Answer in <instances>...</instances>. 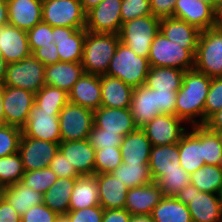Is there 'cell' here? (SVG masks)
I'll return each mask as SVG.
<instances>
[{
	"label": "cell",
	"mask_w": 222,
	"mask_h": 222,
	"mask_svg": "<svg viewBox=\"0 0 222 222\" xmlns=\"http://www.w3.org/2000/svg\"><path fill=\"white\" fill-rule=\"evenodd\" d=\"M42 22L51 27H86V13L80 0H42Z\"/></svg>",
	"instance_id": "8"
},
{
	"label": "cell",
	"mask_w": 222,
	"mask_h": 222,
	"mask_svg": "<svg viewBox=\"0 0 222 222\" xmlns=\"http://www.w3.org/2000/svg\"><path fill=\"white\" fill-rule=\"evenodd\" d=\"M151 142L142 128H136L122 139L120 150L126 164H148Z\"/></svg>",
	"instance_id": "29"
},
{
	"label": "cell",
	"mask_w": 222,
	"mask_h": 222,
	"mask_svg": "<svg viewBox=\"0 0 222 222\" xmlns=\"http://www.w3.org/2000/svg\"><path fill=\"white\" fill-rule=\"evenodd\" d=\"M1 2L8 3L9 0H0Z\"/></svg>",
	"instance_id": "69"
},
{
	"label": "cell",
	"mask_w": 222,
	"mask_h": 222,
	"mask_svg": "<svg viewBox=\"0 0 222 222\" xmlns=\"http://www.w3.org/2000/svg\"><path fill=\"white\" fill-rule=\"evenodd\" d=\"M119 178L128 188H134L151 183L153 180L150 175L148 164H126L122 163L116 170L111 172Z\"/></svg>",
	"instance_id": "38"
},
{
	"label": "cell",
	"mask_w": 222,
	"mask_h": 222,
	"mask_svg": "<svg viewBox=\"0 0 222 222\" xmlns=\"http://www.w3.org/2000/svg\"><path fill=\"white\" fill-rule=\"evenodd\" d=\"M68 102L91 110L101 106L100 76L84 73L68 93Z\"/></svg>",
	"instance_id": "24"
},
{
	"label": "cell",
	"mask_w": 222,
	"mask_h": 222,
	"mask_svg": "<svg viewBox=\"0 0 222 222\" xmlns=\"http://www.w3.org/2000/svg\"><path fill=\"white\" fill-rule=\"evenodd\" d=\"M216 133L219 136V139H220V142H221V145H222V131H217Z\"/></svg>",
	"instance_id": "67"
},
{
	"label": "cell",
	"mask_w": 222,
	"mask_h": 222,
	"mask_svg": "<svg viewBox=\"0 0 222 222\" xmlns=\"http://www.w3.org/2000/svg\"><path fill=\"white\" fill-rule=\"evenodd\" d=\"M99 205L103 209H124L128 187L112 173L96 175Z\"/></svg>",
	"instance_id": "25"
},
{
	"label": "cell",
	"mask_w": 222,
	"mask_h": 222,
	"mask_svg": "<svg viewBox=\"0 0 222 222\" xmlns=\"http://www.w3.org/2000/svg\"><path fill=\"white\" fill-rule=\"evenodd\" d=\"M57 179L56 173L48 166L40 170L25 171L20 182L24 186L44 194Z\"/></svg>",
	"instance_id": "42"
},
{
	"label": "cell",
	"mask_w": 222,
	"mask_h": 222,
	"mask_svg": "<svg viewBox=\"0 0 222 222\" xmlns=\"http://www.w3.org/2000/svg\"><path fill=\"white\" fill-rule=\"evenodd\" d=\"M84 73L81 63L57 62L45 67L44 82L45 85L57 87L69 93Z\"/></svg>",
	"instance_id": "27"
},
{
	"label": "cell",
	"mask_w": 222,
	"mask_h": 222,
	"mask_svg": "<svg viewBox=\"0 0 222 222\" xmlns=\"http://www.w3.org/2000/svg\"><path fill=\"white\" fill-rule=\"evenodd\" d=\"M52 35L60 62H82L85 28L52 27Z\"/></svg>",
	"instance_id": "16"
},
{
	"label": "cell",
	"mask_w": 222,
	"mask_h": 222,
	"mask_svg": "<svg viewBox=\"0 0 222 222\" xmlns=\"http://www.w3.org/2000/svg\"><path fill=\"white\" fill-rule=\"evenodd\" d=\"M49 167L54 171L58 178H78L80 175L74 166L67 161V158L58 151L50 162Z\"/></svg>",
	"instance_id": "53"
},
{
	"label": "cell",
	"mask_w": 222,
	"mask_h": 222,
	"mask_svg": "<svg viewBox=\"0 0 222 222\" xmlns=\"http://www.w3.org/2000/svg\"><path fill=\"white\" fill-rule=\"evenodd\" d=\"M202 1L208 5H210L213 9L215 8L216 0H199Z\"/></svg>",
	"instance_id": "66"
},
{
	"label": "cell",
	"mask_w": 222,
	"mask_h": 222,
	"mask_svg": "<svg viewBox=\"0 0 222 222\" xmlns=\"http://www.w3.org/2000/svg\"><path fill=\"white\" fill-rule=\"evenodd\" d=\"M196 48H182L168 40L160 31L155 36L148 55L150 66L194 69Z\"/></svg>",
	"instance_id": "4"
},
{
	"label": "cell",
	"mask_w": 222,
	"mask_h": 222,
	"mask_svg": "<svg viewBox=\"0 0 222 222\" xmlns=\"http://www.w3.org/2000/svg\"><path fill=\"white\" fill-rule=\"evenodd\" d=\"M185 71L179 68L151 66L145 85L150 89L178 91L183 82Z\"/></svg>",
	"instance_id": "35"
},
{
	"label": "cell",
	"mask_w": 222,
	"mask_h": 222,
	"mask_svg": "<svg viewBox=\"0 0 222 222\" xmlns=\"http://www.w3.org/2000/svg\"><path fill=\"white\" fill-rule=\"evenodd\" d=\"M214 18L217 26H222V0H216Z\"/></svg>",
	"instance_id": "59"
},
{
	"label": "cell",
	"mask_w": 222,
	"mask_h": 222,
	"mask_svg": "<svg viewBox=\"0 0 222 222\" xmlns=\"http://www.w3.org/2000/svg\"><path fill=\"white\" fill-rule=\"evenodd\" d=\"M102 0H80L82 8L87 13L92 8L96 7Z\"/></svg>",
	"instance_id": "62"
},
{
	"label": "cell",
	"mask_w": 222,
	"mask_h": 222,
	"mask_svg": "<svg viewBox=\"0 0 222 222\" xmlns=\"http://www.w3.org/2000/svg\"><path fill=\"white\" fill-rule=\"evenodd\" d=\"M210 131H222V108L213 114L204 124Z\"/></svg>",
	"instance_id": "58"
},
{
	"label": "cell",
	"mask_w": 222,
	"mask_h": 222,
	"mask_svg": "<svg viewBox=\"0 0 222 222\" xmlns=\"http://www.w3.org/2000/svg\"><path fill=\"white\" fill-rule=\"evenodd\" d=\"M200 142L203 144V159L206 165H220L222 145L216 132L200 125Z\"/></svg>",
	"instance_id": "41"
},
{
	"label": "cell",
	"mask_w": 222,
	"mask_h": 222,
	"mask_svg": "<svg viewBox=\"0 0 222 222\" xmlns=\"http://www.w3.org/2000/svg\"><path fill=\"white\" fill-rule=\"evenodd\" d=\"M58 214L43 203L34 205L21 216V222H55Z\"/></svg>",
	"instance_id": "50"
},
{
	"label": "cell",
	"mask_w": 222,
	"mask_h": 222,
	"mask_svg": "<svg viewBox=\"0 0 222 222\" xmlns=\"http://www.w3.org/2000/svg\"><path fill=\"white\" fill-rule=\"evenodd\" d=\"M174 197L187 205L193 222H222L219 194L200 192L193 184H188Z\"/></svg>",
	"instance_id": "7"
},
{
	"label": "cell",
	"mask_w": 222,
	"mask_h": 222,
	"mask_svg": "<svg viewBox=\"0 0 222 222\" xmlns=\"http://www.w3.org/2000/svg\"><path fill=\"white\" fill-rule=\"evenodd\" d=\"M161 188L155 181L143 186L129 188L125 209L131 215L151 214L153 208L163 199Z\"/></svg>",
	"instance_id": "22"
},
{
	"label": "cell",
	"mask_w": 222,
	"mask_h": 222,
	"mask_svg": "<svg viewBox=\"0 0 222 222\" xmlns=\"http://www.w3.org/2000/svg\"><path fill=\"white\" fill-rule=\"evenodd\" d=\"M222 108V77L211 79L210 89L204 105V124Z\"/></svg>",
	"instance_id": "47"
},
{
	"label": "cell",
	"mask_w": 222,
	"mask_h": 222,
	"mask_svg": "<svg viewBox=\"0 0 222 222\" xmlns=\"http://www.w3.org/2000/svg\"><path fill=\"white\" fill-rule=\"evenodd\" d=\"M211 79L196 69L184 73L181 88L176 95L175 115L189 127L204 125V105Z\"/></svg>",
	"instance_id": "1"
},
{
	"label": "cell",
	"mask_w": 222,
	"mask_h": 222,
	"mask_svg": "<svg viewBox=\"0 0 222 222\" xmlns=\"http://www.w3.org/2000/svg\"><path fill=\"white\" fill-rule=\"evenodd\" d=\"M59 151L74 166L80 176L94 174L96 150L87 139L61 141Z\"/></svg>",
	"instance_id": "19"
},
{
	"label": "cell",
	"mask_w": 222,
	"mask_h": 222,
	"mask_svg": "<svg viewBox=\"0 0 222 222\" xmlns=\"http://www.w3.org/2000/svg\"><path fill=\"white\" fill-rule=\"evenodd\" d=\"M131 214L124 209H104L102 222H129Z\"/></svg>",
	"instance_id": "57"
},
{
	"label": "cell",
	"mask_w": 222,
	"mask_h": 222,
	"mask_svg": "<svg viewBox=\"0 0 222 222\" xmlns=\"http://www.w3.org/2000/svg\"><path fill=\"white\" fill-rule=\"evenodd\" d=\"M122 163L120 147L98 149L95 151L94 174L111 173Z\"/></svg>",
	"instance_id": "43"
},
{
	"label": "cell",
	"mask_w": 222,
	"mask_h": 222,
	"mask_svg": "<svg viewBox=\"0 0 222 222\" xmlns=\"http://www.w3.org/2000/svg\"><path fill=\"white\" fill-rule=\"evenodd\" d=\"M22 129L12 125L0 126V157L18 153Z\"/></svg>",
	"instance_id": "45"
},
{
	"label": "cell",
	"mask_w": 222,
	"mask_h": 222,
	"mask_svg": "<svg viewBox=\"0 0 222 222\" xmlns=\"http://www.w3.org/2000/svg\"><path fill=\"white\" fill-rule=\"evenodd\" d=\"M174 18L186 21L200 31L217 26L214 9L199 0H176Z\"/></svg>",
	"instance_id": "18"
},
{
	"label": "cell",
	"mask_w": 222,
	"mask_h": 222,
	"mask_svg": "<svg viewBox=\"0 0 222 222\" xmlns=\"http://www.w3.org/2000/svg\"><path fill=\"white\" fill-rule=\"evenodd\" d=\"M60 112L61 111L44 110L34 102L28 121L22 128V133L26 137L59 144L61 142L59 124Z\"/></svg>",
	"instance_id": "11"
},
{
	"label": "cell",
	"mask_w": 222,
	"mask_h": 222,
	"mask_svg": "<svg viewBox=\"0 0 222 222\" xmlns=\"http://www.w3.org/2000/svg\"><path fill=\"white\" fill-rule=\"evenodd\" d=\"M150 67L148 57L138 56L119 41L106 75L119 78L127 85L136 88L145 84Z\"/></svg>",
	"instance_id": "3"
},
{
	"label": "cell",
	"mask_w": 222,
	"mask_h": 222,
	"mask_svg": "<svg viewBox=\"0 0 222 222\" xmlns=\"http://www.w3.org/2000/svg\"><path fill=\"white\" fill-rule=\"evenodd\" d=\"M0 53L7 63L18 62L31 56L27 31L9 23L0 27Z\"/></svg>",
	"instance_id": "17"
},
{
	"label": "cell",
	"mask_w": 222,
	"mask_h": 222,
	"mask_svg": "<svg viewBox=\"0 0 222 222\" xmlns=\"http://www.w3.org/2000/svg\"><path fill=\"white\" fill-rule=\"evenodd\" d=\"M77 178H58L43 194V204L58 215L67 214L69 200Z\"/></svg>",
	"instance_id": "34"
},
{
	"label": "cell",
	"mask_w": 222,
	"mask_h": 222,
	"mask_svg": "<svg viewBox=\"0 0 222 222\" xmlns=\"http://www.w3.org/2000/svg\"><path fill=\"white\" fill-rule=\"evenodd\" d=\"M177 91L155 90L156 107L160 114L175 115Z\"/></svg>",
	"instance_id": "52"
},
{
	"label": "cell",
	"mask_w": 222,
	"mask_h": 222,
	"mask_svg": "<svg viewBox=\"0 0 222 222\" xmlns=\"http://www.w3.org/2000/svg\"><path fill=\"white\" fill-rule=\"evenodd\" d=\"M4 85H0V126L5 125V115L3 110Z\"/></svg>",
	"instance_id": "63"
},
{
	"label": "cell",
	"mask_w": 222,
	"mask_h": 222,
	"mask_svg": "<svg viewBox=\"0 0 222 222\" xmlns=\"http://www.w3.org/2000/svg\"><path fill=\"white\" fill-rule=\"evenodd\" d=\"M130 111L137 128L144 127L160 115L156 107L155 89H150L145 84L134 88Z\"/></svg>",
	"instance_id": "26"
},
{
	"label": "cell",
	"mask_w": 222,
	"mask_h": 222,
	"mask_svg": "<svg viewBox=\"0 0 222 222\" xmlns=\"http://www.w3.org/2000/svg\"><path fill=\"white\" fill-rule=\"evenodd\" d=\"M7 64L8 63L5 61L4 57L0 53V85L4 84Z\"/></svg>",
	"instance_id": "64"
},
{
	"label": "cell",
	"mask_w": 222,
	"mask_h": 222,
	"mask_svg": "<svg viewBox=\"0 0 222 222\" xmlns=\"http://www.w3.org/2000/svg\"><path fill=\"white\" fill-rule=\"evenodd\" d=\"M61 141L87 139L94 125V111L68 102L59 113Z\"/></svg>",
	"instance_id": "10"
},
{
	"label": "cell",
	"mask_w": 222,
	"mask_h": 222,
	"mask_svg": "<svg viewBox=\"0 0 222 222\" xmlns=\"http://www.w3.org/2000/svg\"><path fill=\"white\" fill-rule=\"evenodd\" d=\"M2 196V188L0 187V197Z\"/></svg>",
	"instance_id": "70"
},
{
	"label": "cell",
	"mask_w": 222,
	"mask_h": 222,
	"mask_svg": "<svg viewBox=\"0 0 222 222\" xmlns=\"http://www.w3.org/2000/svg\"><path fill=\"white\" fill-rule=\"evenodd\" d=\"M176 0H150L152 15L159 18L174 17Z\"/></svg>",
	"instance_id": "54"
},
{
	"label": "cell",
	"mask_w": 222,
	"mask_h": 222,
	"mask_svg": "<svg viewBox=\"0 0 222 222\" xmlns=\"http://www.w3.org/2000/svg\"><path fill=\"white\" fill-rule=\"evenodd\" d=\"M25 170L19 153L0 157V187L17 184Z\"/></svg>",
	"instance_id": "39"
},
{
	"label": "cell",
	"mask_w": 222,
	"mask_h": 222,
	"mask_svg": "<svg viewBox=\"0 0 222 222\" xmlns=\"http://www.w3.org/2000/svg\"><path fill=\"white\" fill-rule=\"evenodd\" d=\"M180 166L191 175L205 165L203 144L200 142V125L190 126L178 142Z\"/></svg>",
	"instance_id": "21"
},
{
	"label": "cell",
	"mask_w": 222,
	"mask_h": 222,
	"mask_svg": "<svg viewBox=\"0 0 222 222\" xmlns=\"http://www.w3.org/2000/svg\"><path fill=\"white\" fill-rule=\"evenodd\" d=\"M27 36L31 53L42 46L52 45L53 42L52 27L44 22L28 30Z\"/></svg>",
	"instance_id": "48"
},
{
	"label": "cell",
	"mask_w": 222,
	"mask_h": 222,
	"mask_svg": "<svg viewBox=\"0 0 222 222\" xmlns=\"http://www.w3.org/2000/svg\"><path fill=\"white\" fill-rule=\"evenodd\" d=\"M129 222H154L151 214L131 215Z\"/></svg>",
	"instance_id": "61"
},
{
	"label": "cell",
	"mask_w": 222,
	"mask_h": 222,
	"mask_svg": "<svg viewBox=\"0 0 222 222\" xmlns=\"http://www.w3.org/2000/svg\"><path fill=\"white\" fill-rule=\"evenodd\" d=\"M160 31V19L142 16L122 23L118 36L120 42L127 45L138 56L148 57L150 46Z\"/></svg>",
	"instance_id": "6"
},
{
	"label": "cell",
	"mask_w": 222,
	"mask_h": 222,
	"mask_svg": "<svg viewBox=\"0 0 222 222\" xmlns=\"http://www.w3.org/2000/svg\"><path fill=\"white\" fill-rule=\"evenodd\" d=\"M8 23L24 31L42 22V0H9Z\"/></svg>",
	"instance_id": "23"
},
{
	"label": "cell",
	"mask_w": 222,
	"mask_h": 222,
	"mask_svg": "<svg viewBox=\"0 0 222 222\" xmlns=\"http://www.w3.org/2000/svg\"><path fill=\"white\" fill-rule=\"evenodd\" d=\"M55 222H70L66 214L58 215Z\"/></svg>",
	"instance_id": "65"
},
{
	"label": "cell",
	"mask_w": 222,
	"mask_h": 222,
	"mask_svg": "<svg viewBox=\"0 0 222 222\" xmlns=\"http://www.w3.org/2000/svg\"><path fill=\"white\" fill-rule=\"evenodd\" d=\"M120 14L122 23L142 16L152 15L150 0H122Z\"/></svg>",
	"instance_id": "49"
},
{
	"label": "cell",
	"mask_w": 222,
	"mask_h": 222,
	"mask_svg": "<svg viewBox=\"0 0 222 222\" xmlns=\"http://www.w3.org/2000/svg\"><path fill=\"white\" fill-rule=\"evenodd\" d=\"M190 184L200 192L220 194L222 189V168L220 165H204L190 175Z\"/></svg>",
	"instance_id": "37"
},
{
	"label": "cell",
	"mask_w": 222,
	"mask_h": 222,
	"mask_svg": "<svg viewBox=\"0 0 222 222\" xmlns=\"http://www.w3.org/2000/svg\"><path fill=\"white\" fill-rule=\"evenodd\" d=\"M8 24L7 3L0 1V27Z\"/></svg>",
	"instance_id": "60"
},
{
	"label": "cell",
	"mask_w": 222,
	"mask_h": 222,
	"mask_svg": "<svg viewBox=\"0 0 222 222\" xmlns=\"http://www.w3.org/2000/svg\"><path fill=\"white\" fill-rule=\"evenodd\" d=\"M122 139V135L107 132L95 125H93L92 130L87 137V141L95 148V150L120 147Z\"/></svg>",
	"instance_id": "46"
},
{
	"label": "cell",
	"mask_w": 222,
	"mask_h": 222,
	"mask_svg": "<svg viewBox=\"0 0 222 222\" xmlns=\"http://www.w3.org/2000/svg\"><path fill=\"white\" fill-rule=\"evenodd\" d=\"M0 222H21V216L3 196L0 197Z\"/></svg>",
	"instance_id": "56"
},
{
	"label": "cell",
	"mask_w": 222,
	"mask_h": 222,
	"mask_svg": "<svg viewBox=\"0 0 222 222\" xmlns=\"http://www.w3.org/2000/svg\"><path fill=\"white\" fill-rule=\"evenodd\" d=\"M122 0H102L86 13V27L89 32L118 34L122 25Z\"/></svg>",
	"instance_id": "14"
},
{
	"label": "cell",
	"mask_w": 222,
	"mask_h": 222,
	"mask_svg": "<svg viewBox=\"0 0 222 222\" xmlns=\"http://www.w3.org/2000/svg\"><path fill=\"white\" fill-rule=\"evenodd\" d=\"M104 209L98 205L90 208L69 210L66 214L70 222H102Z\"/></svg>",
	"instance_id": "51"
},
{
	"label": "cell",
	"mask_w": 222,
	"mask_h": 222,
	"mask_svg": "<svg viewBox=\"0 0 222 222\" xmlns=\"http://www.w3.org/2000/svg\"><path fill=\"white\" fill-rule=\"evenodd\" d=\"M194 69L208 77H222V26L200 32Z\"/></svg>",
	"instance_id": "5"
},
{
	"label": "cell",
	"mask_w": 222,
	"mask_h": 222,
	"mask_svg": "<svg viewBox=\"0 0 222 222\" xmlns=\"http://www.w3.org/2000/svg\"><path fill=\"white\" fill-rule=\"evenodd\" d=\"M35 102V94L22 88L4 86L3 110L7 125L23 128Z\"/></svg>",
	"instance_id": "15"
},
{
	"label": "cell",
	"mask_w": 222,
	"mask_h": 222,
	"mask_svg": "<svg viewBox=\"0 0 222 222\" xmlns=\"http://www.w3.org/2000/svg\"><path fill=\"white\" fill-rule=\"evenodd\" d=\"M94 125L123 137L137 128L133 122L130 108H107L104 106L94 110Z\"/></svg>",
	"instance_id": "20"
},
{
	"label": "cell",
	"mask_w": 222,
	"mask_h": 222,
	"mask_svg": "<svg viewBox=\"0 0 222 222\" xmlns=\"http://www.w3.org/2000/svg\"><path fill=\"white\" fill-rule=\"evenodd\" d=\"M32 55L44 66L60 62V56L54 42H52V45L42 46L36 49Z\"/></svg>",
	"instance_id": "55"
},
{
	"label": "cell",
	"mask_w": 222,
	"mask_h": 222,
	"mask_svg": "<svg viewBox=\"0 0 222 222\" xmlns=\"http://www.w3.org/2000/svg\"><path fill=\"white\" fill-rule=\"evenodd\" d=\"M219 196H220V201H221V204H222V189H221V191H220Z\"/></svg>",
	"instance_id": "68"
},
{
	"label": "cell",
	"mask_w": 222,
	"mask_h": 222,
	"mask_svg": "<svg viewBox=\"0 0 222 222\" xmlns=\"http://www.w3.org/2000/svg\"><path fill=\"white\" fill-rule=\"evenodd\" d=\"M156 183L164 195L174 196L190 184V175L180 166V170L167 171Z\"/></svg>",
	"instance_id": "44"
},
{
	"label": "cell",
	"mask_w": 222,
	"mask_h": 222,
	"mask_svg": "<svg viewBox=\"0 0 222 222\" xmlns=\"http://www.w3.org/2000/svg\"><path fill=\"white\" fill-rule=\"evenodd\" d=\"M148 166L155 182L167 171L180 170L178 143L152 146Z\"/></svg>",
	"instance_id": "31"
},
{
	"label": "cell",
	"mask_w": 222,
	"mask_h": 222,
	"mask_svg": "<svg viewBox=\"0 0 222 222\" xmlns=\"http://www.w3.org/2000/svg\"><path fill=\"white\" fill-rule=\"evenodd\" d=\"M2 196L20 216L34 205L43 203V194L24 186L20 181L17 184L2 188Z\"/></svg>",
	"instance_id": "33"
},
{
	"label": "cell",
	"mask_w": 222,
	"mask_h": 222,
	"mask_svg": "<svg viewBox=\"0 0 222 222\" xmlns=\"http://www.w3.org/2000/svg\"><path fill=\"white\" fill-rule=\"evenodd\" d=\"M98 205L99 195L96 175L78 177L69 200V210L90 208Z\"/></svg>",
	"instance_id": "32"
},
{
	"label": "cell",
	"mask_w": 222,
	"mask_h": 222,
	"mask_svg": "<svg viewBox=\"0 0 222 222\" xmlns=\"http://www.w3.org/2000/svg\"><path fill=\"white\" fill-rule=\"evenodd\" d=\"M119 41L118 34L86 30L81 62L84 72L98 76L105 75Z\"/></svg>",
	"instance_id": "2"
},
{
	"label": "cell",
	"mask_w": 222,
	"mask_h": 222,
	"mask_svg": "<svg viewBox=\"0 0 222 222\" xmlns=\"http://www.w3.org/2000/svg\"><path fill=\"white\" fill-rule=\"evenodd\" d=\"M35 103L47 111H61L68 103V93L60 88L44 85L35 94Z\"/></svg>",
	"instance_id": "40"
},
{
	"label": "cell",
	"mask_w": 222,
	"mask_h": 222,
	"mask_svg": "<svg viewBox=\"0 0 222 222\" xmlns=\"http://www.w3.org/2000/svg\"><path fill=\"white\" fill-rule=\"evenodd\" d=\"M58 151V143L26 137L22 133L18 153L21 156L25 171L48 167Z\"/></svg>",
	"instance_id": "13"
},
{
	"label": "cell",
	"mask_w": 222,
	"mask_h": 222,
	"mask_svg": "<svg viewBox=\"0 0 222 222\" xmlns=\"http://www.w3.org/2000/svg\"><path fill=\"white\" fill-rule=\"evenodd\" d=\"M160 32L182 48H197L201 31L186 21L170 17L160 19Z\"/></svg>",
	"instance_id": "30"
},
{
	"label": "cell",
	"mask_w": 222,
	"mask_h": 222,
	"mask_svg": "<svg viewBox=\"0 0 222 222\" xmlns=\"http://www.w3.org/2000/svg\"><path fill=\"white\" fill-rule=\"evenodd\" d=\"M101 106L107 108H130L134 88L119 78L100 75Z\"/></svg>",
	"instance_id": "28"
},
{
	"label": "cell",
	"mask_w": 222,
	"mask_h": 222,
	"mask_svg": "<svg viewBox=\"0 0 222 222\" xmlns=\"http://www.w3.org/2000/svg\"><path fill=\"white\" fill-rule=\"evenodd\" d=\"M142 129L152 146H162L178 143L189 126L176 115L160 114Z\"/></svg>",
	"instance_id": "12"
},
{
	"label": "cell",
	"mask_w": 222,
	"mask_h": 222,
	"mask_svg": "<svg viewBox=\"0 0 222 222\" xmlns=\"http://www.w3.org/2000/svg\"><path fill=\"white\" fill-rule=\"evenodd\" d=\"M45 67L33 55L7 64L4 86L22 88L36 94L44 85Z\"/></svg>",
	"instance_id": "9"
},
{
	"label": "cell",
	"mask_w": 222,
	"mask_h": 222,
	"mask_svg": "<svg viewBox=\"0 0 222 222\" xmlns=\"http://www.w3.org/2000/svg\"><path fill=\"white\" fill-rule=\"evenodd\" d=\"M151 216L154 222H193L187 205L174 196L165 195L153 208Z\"/></svg>",
	"instance_id": "36"
}]
</instances>
